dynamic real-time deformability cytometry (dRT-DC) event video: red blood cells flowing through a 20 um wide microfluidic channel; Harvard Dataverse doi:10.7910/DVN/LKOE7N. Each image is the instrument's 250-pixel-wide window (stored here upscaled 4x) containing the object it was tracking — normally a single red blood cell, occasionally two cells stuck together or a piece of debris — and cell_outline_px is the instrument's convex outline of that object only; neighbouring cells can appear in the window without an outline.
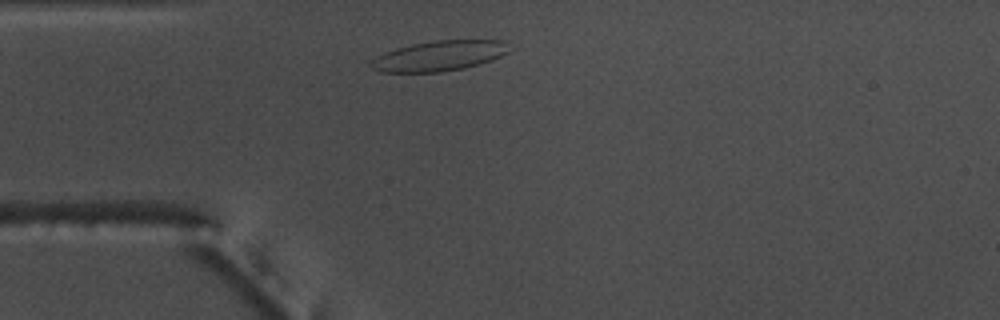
{"species": "common noctule bat (a hibernating species)", "species_latin": "Nyctalus noctula", "temperature_condition": "warm", "stored_images_in_passage": 33, "camera_frame_rate_fps": 3000, "um_per_image_px": 0.085, "animal": {"sex": "male", "body_mass_g": 17.5, "forearm_length_mm": 52.3}, "frame": {"image": 1, "passage_image": 4, "time_ms": 1.0, "image_size_px": [1000, 320], "cell_outline_px": [[516, 48], [492, 60], [464, 68], [440, 72], [380, 72], [372, 68], [368, 64], [376, 56], [384, 52], [396, 48], [412, 44], [432, 40], [504, 40]], "centroid_in_image_um": [37.37, 4.73], "position_along_channel_um": 47.6, "area_um2": 24.68}}
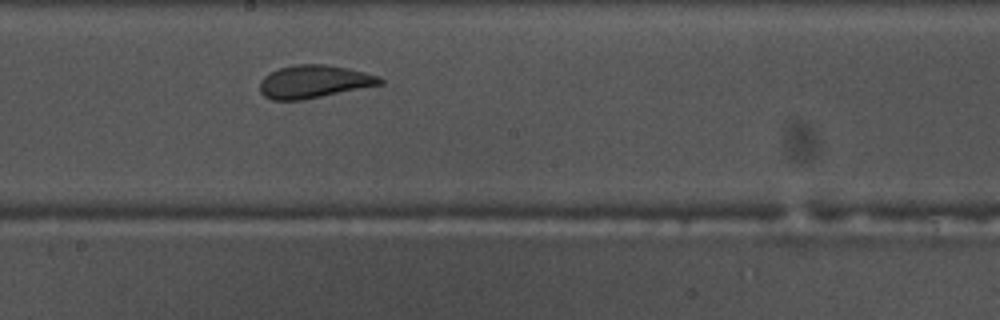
{"frame": {"image": 2, "passage_image": 19, "time_ms": 6.0, "image_size_px": [1000, 320], "cell_outline_px": [[384, 84], [300, 100], [272, 100], [264, 96], [260, 92], [260, 80], [268, 72], [280, 68], [296, 64], [328, 64], [348, 68], [380, 76], [384, 80]], "centroid_in_image_um": [26.68, 6.93], "position_along_channel_um": 221.5, "area_um2": 23.12}}
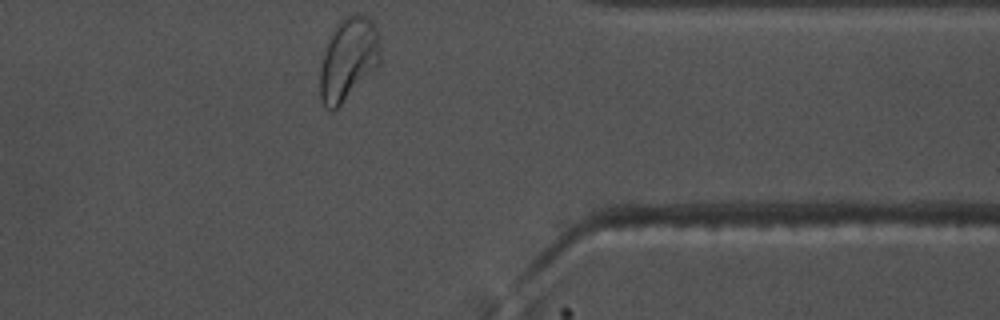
{"frame": {"image": 3, "passage_image": 33, "time_ms": 10.667, "image_size_px": [1000, 320], "cell_outline_px": [[380, 64], [332, 112], [320, 100], [320, 68], [324, 52], [332, 32], [340, 20], [344, 16], [356, 12], [360, 12], [368, 16], [376, 28], [380, 36]], "centroid_in_image_um": [29.62, 4.96], "position_along_channel_um": 381.8, "area_um2": 28.96}, "authors_computed_cell_mechanics": {"area_um2": 23.2356, "velocity_mm_per_s": 3.7166, "shape_relaxation_time_tau1_ms": 10.3652, "shape_relaxation_time_tau2_ms": 1.1129, "deformation_change_tau1": 0.2622, "deformation_change_tau2": 0.0641}}